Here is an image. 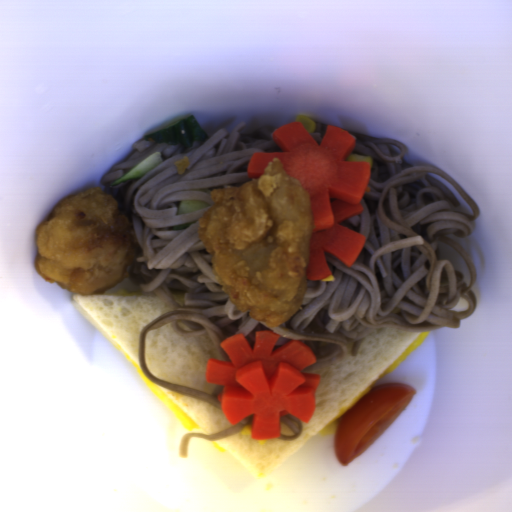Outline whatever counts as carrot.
Masks as SVG:
<instances>
[{"label":"carrot","instance_id":"carrot-1","mask_svg":"<svg viewBox=\"0 0 512 512\" xmlns=\"http://www.w3.org/2000/svg\"><path fill=\"white\" fill-rule=\"evenodd\" d=\"M271 139L282 152L253 153L246 174L251 180L258 179L279 159L285 174L309 192L312 235L306 279L316 281L333 274L325 253L352 267L366 238L340 224L364 212L361 199L371 189L369 161H346L356 148V138L327 125L318 144L297 121L275 129Z\"/></svg>","mask_w":512,"mask_h":512},{"label":"carrot","instance_id":"carrot-2","mask_svg":"<svg viewBox=\"0 0 512 512\" xmlns=\"http://www.w3.org/2000/svg\"><path fill=\"white\" fill-rule=\"evenodd\" d=\"M280 334L255 331L251 349L242 333L220 341L230 361L208 359L206 382L222 386L218 403L229 424L252 416L251 439L281 437V418L292 415L310 423L322 376L304 373L317 363L312 347L290 340L273 350Z\"/></svg>","mask_w":512,"mask_h":512}]
</instances>
